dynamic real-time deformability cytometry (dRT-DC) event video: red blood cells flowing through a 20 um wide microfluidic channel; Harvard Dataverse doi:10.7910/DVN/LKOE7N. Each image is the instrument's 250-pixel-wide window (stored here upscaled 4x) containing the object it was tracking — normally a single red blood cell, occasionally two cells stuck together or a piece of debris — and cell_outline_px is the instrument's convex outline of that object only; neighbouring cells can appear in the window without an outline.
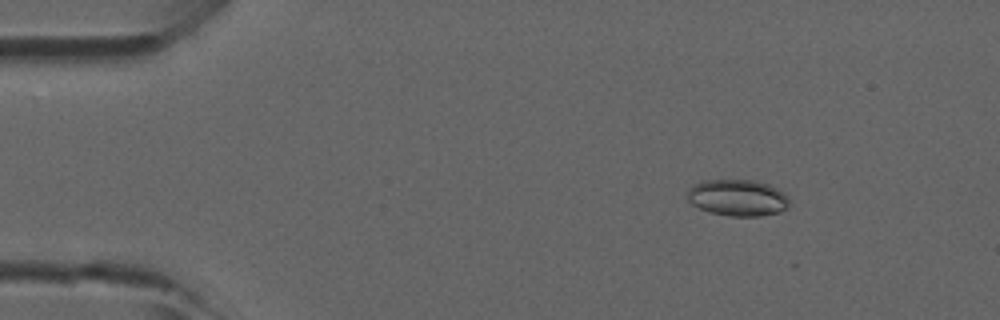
{"species": "common noctule bat (a hibernating species)", "species_latin": "Nyctalus noctula", "temperature_condition": "room temperature", "stored_images_in_passage": 4, "camera_frame_rate_fps": 3000, "um_per_image_px": 0.085, "animal": {"sex": "male", "forearm_length_mm": 52.5}, "frame": {"image": 1, "passage_image": 2, "time_ms": 0.333, "image_size_px": [1000, 320], "cell_outline_px": [[792, 200], [788, 208], [780, 212], [760, 216], [728, 216], [708, 212], [692, 204], [688, 200], [688, 188], [692, 184], [704, 180], [756, 180], [768, 184], [784, 192]], "centroid_in_image_um": [62.73, 16.81], "position_along_channel_um": 22.3, "area_um2": 22.08}}